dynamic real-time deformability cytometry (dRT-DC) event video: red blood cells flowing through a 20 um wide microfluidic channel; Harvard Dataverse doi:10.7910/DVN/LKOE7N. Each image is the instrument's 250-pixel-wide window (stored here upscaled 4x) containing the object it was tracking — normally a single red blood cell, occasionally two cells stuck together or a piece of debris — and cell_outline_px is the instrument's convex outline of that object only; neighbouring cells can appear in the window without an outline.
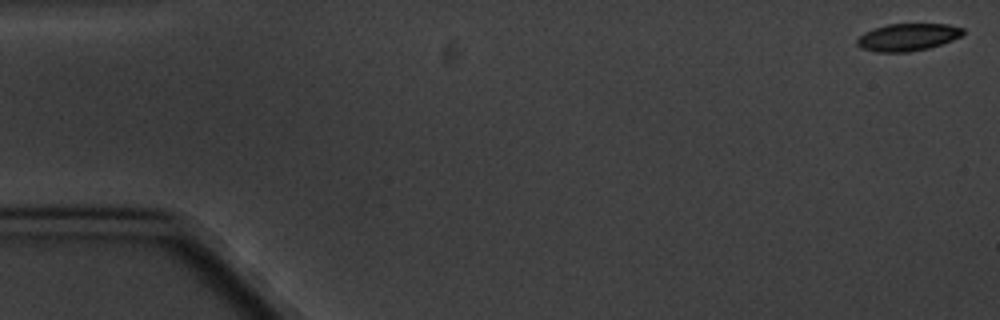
{"species": "common noctule bat (a hibernating species)", "species_latin": "Nyctalus noctula", "temperature_condition": "cold", "stored_images_in_passage": 5, "segment_of_instrument_passage": [2, 2], "camera_frame_rate_fps": 3000, "um_per_image_px": 0.085, "animal": {"sex": "male", "body_mass_g": 20.1, "forearm_length_mm": 53.5}, "frame": {"image": 1, "passage_image": 5, "time_ms": 4.667, "image_size_px": [1000, 320], "cell_outline_px": [[964, 32], [960, 36], [952, 40], [928, 48], [908, 52], [876, 52], [860, 48], [856, 44], [856, 40], [864, 32], [888, 24], [948, 24], [964, 28]], "centroid_in_image_um": [77.13, 3.16], "position_along_channel_um": 7.9, "area_um2": 16.82}}